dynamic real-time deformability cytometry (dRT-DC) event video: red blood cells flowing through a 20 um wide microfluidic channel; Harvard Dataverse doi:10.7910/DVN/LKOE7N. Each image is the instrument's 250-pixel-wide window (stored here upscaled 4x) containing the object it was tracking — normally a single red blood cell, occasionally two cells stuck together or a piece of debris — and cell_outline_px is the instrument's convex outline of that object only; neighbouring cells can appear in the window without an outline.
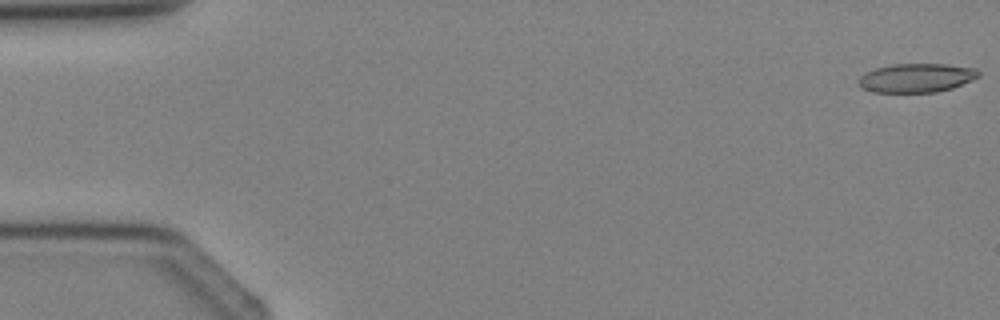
{"species": "Egyptian fruit bat (a non-hibernating species)", "species_latin": "Rousettus aegyptiacus", "temperature_condition": "cold", "stored_images_in_passage": 3, "camera_frame_rate_fps": 3000, "um_per_image_px": 0.085, "animal": {"sex": "female"}, "frame": {"image": 1, "passage_image": 1, "time_ms": 0.0, "image_size_px": [1000, 320], "cell_outline_px": [[980, 76], [972, 80], [952, 88], [936, 92], [872, 92], [860, 88], [856, 84], [856, 80], [860, 76], [876, 68], [892, 64], [944, 64], [976, 68], [980, 72]], "centroid_in_image_um": [77.87, 6.62], "position_along_channel_um": 7.1, "area_um2": 20.35}}